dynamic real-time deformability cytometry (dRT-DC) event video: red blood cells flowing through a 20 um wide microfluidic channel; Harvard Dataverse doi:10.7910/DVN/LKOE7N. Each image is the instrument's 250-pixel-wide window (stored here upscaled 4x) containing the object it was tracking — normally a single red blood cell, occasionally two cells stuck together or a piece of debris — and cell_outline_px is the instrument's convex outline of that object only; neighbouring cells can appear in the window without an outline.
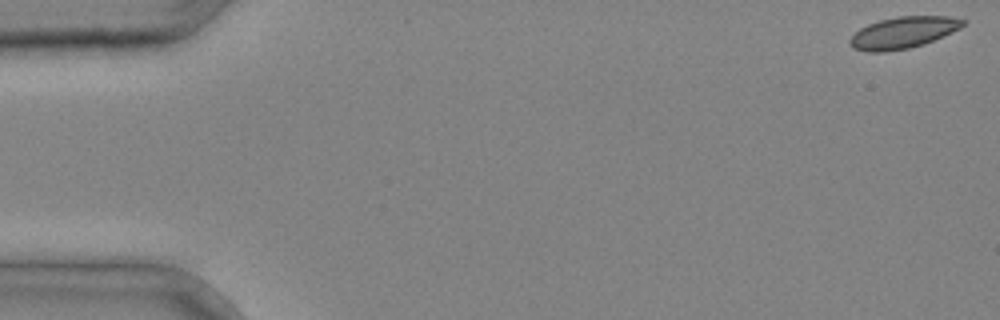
{"species": "common noctule bat (a hibernating species)", "species_latin": "Nyctalus noctula", "temperature_condition": "cold", "stored_images_in_passage": 4, "camera_frame_rate_fps": 3000, "um_per_image_px": 0.085, "animal": {"sex": "male", "body_mass_g": 20.4}, "frame": {"image": 1, "passage_image": 1, "time_ms": 0.0, "image_size_px": [1000, 320], "cell_outline_px": [[968, 20], [960, 28], [952, 32], [924, 44], [908, 48], [884, 52], [868, 52], [852, 48], [848, 40], [860, 28], [868, 24], [880, 20], [900, 16], [948, 16]], "centroid_in_image_um": [76.77, 2.77], "position_along_channel_um": 8.2, "area_um2": 20.75}}
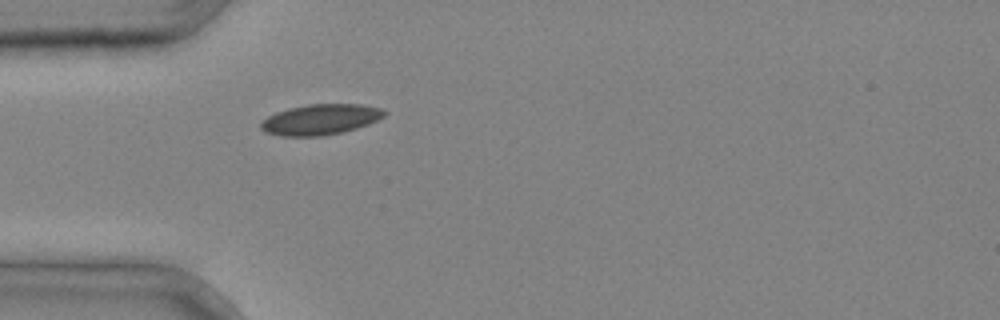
{"frame": {"image": 2, "passage_image": 4, "time_ms": 1.0, "image_size_px": [1000, 320], "cell_outline_px": [[388, 112], [384, 116], [368, 124], [344, 132], [324, 136], [280, 136], [264, 132], [260, 128], [260, 124], [268, 116], [276, 112], [288, 108], [308, 104], [360, 104], [384, 108]], "centroid_in_image_um": [27.25, 10.15], "position_along_channel_um": 57.8, "area_um2": 22.2}}